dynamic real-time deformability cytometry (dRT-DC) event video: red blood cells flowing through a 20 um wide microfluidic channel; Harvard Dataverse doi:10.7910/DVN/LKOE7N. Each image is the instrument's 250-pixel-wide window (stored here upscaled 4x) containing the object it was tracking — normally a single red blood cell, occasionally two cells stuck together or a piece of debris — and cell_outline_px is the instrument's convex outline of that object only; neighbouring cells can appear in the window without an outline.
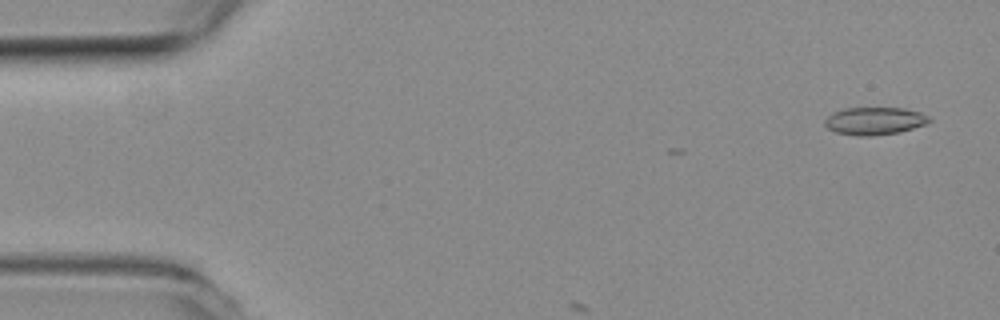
{"species": "common noctule bat (a hibernating species)", "species_latin": "Nyctalus noctula", "temperature_condition": "room temperature", "stored_images_in_passage": 9, "camera_frame_rate_fps": 3000, "um_per_image_px": 0.085, "animal": {"sex": "female", "body_mass_g": 19.3, "forearm_length_mm": 54.1}, "frame": {"image": 1, "passage_image": 3, "time_ms": 0.667, "image_size_px": [1000, 320], "cell_outline_px": [[932, 120], [924, 124], [900, 132], [868, 136], [856, 136], [836, 132], [828, 128], [824, 124], [824, 120], [832, 112], [844, 108], [904, 108], [920, 112], [928, 116]], "centroid_in_image_um": [74.31, 10.27], "position_along_channel_um": 10.7, "area_um2": 16.76}}